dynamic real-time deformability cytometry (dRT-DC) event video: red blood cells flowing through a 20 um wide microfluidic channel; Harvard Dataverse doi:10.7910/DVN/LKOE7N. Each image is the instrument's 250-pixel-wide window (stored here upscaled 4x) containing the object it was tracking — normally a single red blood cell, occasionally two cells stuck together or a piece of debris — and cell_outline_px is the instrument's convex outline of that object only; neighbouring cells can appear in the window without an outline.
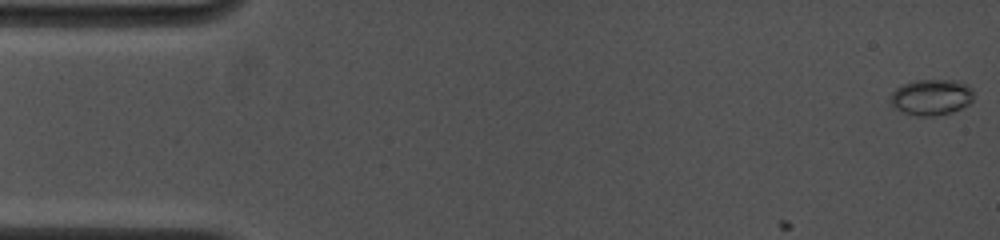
{"species": "common noctule bat (a hibernating species)", "species_latin": "Nyctalus noctula", "temperature_condition": "cold", "stored_images_in_passage": 12, "camera_frame_rate_fps": 4500, "um_per_image_px": 0.085, "animal": {"sex": "female", "body_mass_g": 19.0, "forearm_length_mm": 53.3}, "frame": {"image": 1, "passage_image": 1, "time_ms": 0.0, "image_size_px": [1000, 240], "cell_outline_px": [[972, 100], [968, 104], [952, 112], [932, 116], [916, 116], [892, 108], [888, 100], [888, 96], [896, 88], [904, 84], [916, 80], [956, 80], [968, 84], [972, 88]], "centroid_in_image_um": [79.11, 8.26], "position_along_channel_um": 5.9, "area_um2": 17.63}}